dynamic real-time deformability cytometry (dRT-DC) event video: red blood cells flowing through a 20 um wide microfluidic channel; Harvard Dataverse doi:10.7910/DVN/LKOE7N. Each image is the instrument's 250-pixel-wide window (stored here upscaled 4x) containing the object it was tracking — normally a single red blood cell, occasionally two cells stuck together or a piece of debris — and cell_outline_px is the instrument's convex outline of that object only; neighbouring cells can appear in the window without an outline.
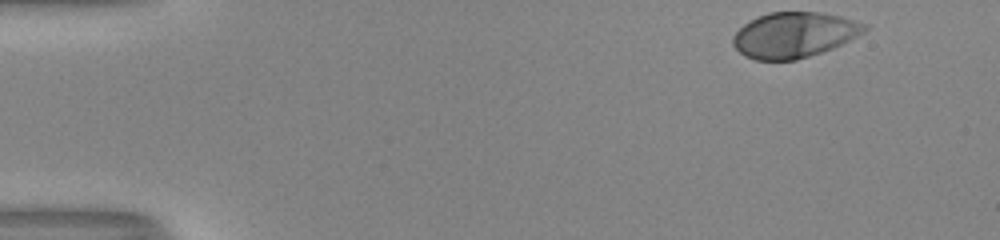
{"species": "human", "species_latin": "Homo sapiens", "temperature_condition": "room temperature", "stored_images_in_passage": 40, "camera_frame_rate_fps": 3000, "um_per_image_px": 0.085, "donor": {"sex": "male"}, "frame": {"image": 1, "passage_image": 1, "time_ms": 0.0, "image_size_px": [1000, 240], "cell_outline_px": [[868, 28], [864, 32], [832, 48], [796, 60], [756, 60], [744, 56], [732, 44], [732, 36], [744, 24], [768, 12], [820, 12], [840, 16], [868, 24]], "centroid_in_image_um": [67.48, 2.96], "position_along_channel_um": 17.5, "area_um2": 34.56}}
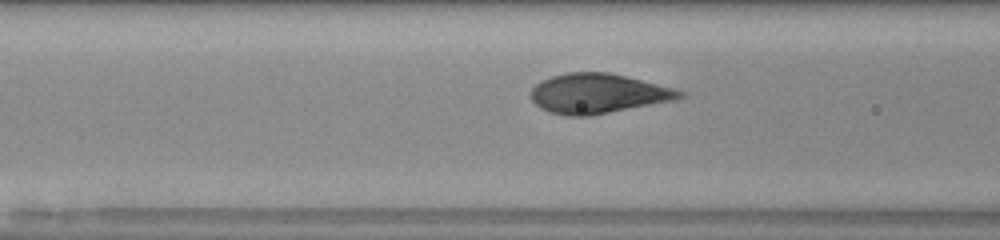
{"frame": {"image": 2, "passage_image": 18, "time_ms": 5.667, "image_size_px": [1000, 240], "cell_outline_px": [[688, 96], [676, 100], [588, 116], [568, 116], [548, 112], [540, 108], [532, 100], [528, 92], [536, 84], [552, 76], [564, 72], [608, 72], [688, 92]], "centroid_in_image_um": [50.82, 7.96], "position_along_channel_um": 115.8, "area_um2": 34.51}}
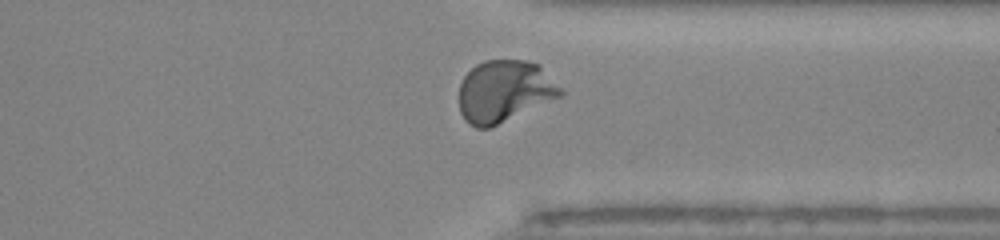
{"frame": {"image": 3, "passage_image": 37, "time_ms": 12.0, "image_size_px": [1000, 240], "cell_outline_px": [[564, 92], [560, 96], [488, 128], [476, 128], [468, 124], [464, 120], [460, 112], [460, 84], [464, 76], [476, 64], [484, 60], [528, 60], [540, 64]], "centroid_in_image_um": [42.85, 7.73], "position_along_channel_um": 368.6, "area_um2": 36.3}, "authors_computed_cell_mechanics": {"area_um2": 35.2002, "velocity_mm_per_s": 3.9949, "shape_relaxation_time_tau1_ms": 3.0539, "shape_relaxation_time_tau2_ms": null, "deformation_change_tau1": 0.2114, "deformation_change_tau2": null}}